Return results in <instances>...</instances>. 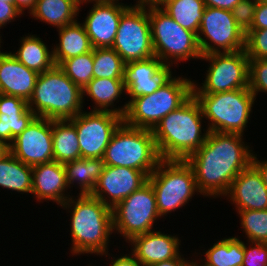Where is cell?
I'll use <instances>...</instances> for the list:
<instances>
[{"label": "cell", "instance_id": "1", "mask_svg": "<svg viewBox=\"0 0 267 266\" xmlns=\"http://www.w3.org/2000/svg\"><path fill=\"white\" fill-rule=\"evenodd\" d=\"M242 138L235 133L209 132L205 143L186 159L200 195L225 197L233 180L251 164L253 150Z\"/></svg>", "mask_w": 267, "mask_h": 266}, {"label": "cell", "instance_id": "2", "mask_svg": "<svg viewBox=\"0 0 267 266\" xmlns=\"http://www.w3.org/2000/svg\"><path fill=\"white\" fill-rule=\"evenodd\" d=\"M70 197L62 208L71 211L72 255L108 256L109 238L113 232L112 209L91 195ZM76 200V201H75ZM77 254V255H76Z\"/></svg>", "mask_w": 267, "mask_h": 266}, {"label": "cell", "instance_id": "3", "mask_svg": "<svg viewBox=\"0 0 267 266\" xmlns=\"http://www.w3.org/2000/svg\"><path fill=\"white\" fill-rule=\"evenodd\" d=\"M201 106L192 95L183 105L166 115L152 130L162 159L186 160L204 143L209 131L203 129Z\"/></svg>", "mask_w": 267, "mask_h": 266}, {"label": "cell", "instance_id": "4", "mask_svg": "<svg viewBox=\"0 0 267 266\" xmlns=\"http://www.w3.org/2000/svg\"><path fill=\"white\" fill-rule=\"evenodd\" d=\"M83 92L58 66L38 75L28 107L50 120L74 118L83 107Z\"/></svg>", "mask_w": 267, "mask_h": 266}, {"label": "cell", "instance_id": "5", "mask_svg": "<svg viewBox=\"0 0 267 266\" xmlns=\"http://www.w3.org/2000/svg\"><path fill=\"white\" fill-rule=\"evenodd\" d=\"M193 82L173 75L152 94L127 101L123 122L131 127L153 130L170 112L193 95Z\"/></svg>", "mask_w": 267, "mask_h": 266}, {"label": "cell", "instance_id": "6", "mask_svg": "<svg viewBox=\"0 0 267 266\" xmlns=\"http://www.w3.org/2000/svg\"><path fill=\"white\" fill-rule=\"evenodd\" d=\"M103 160L105 165L136 169L149 176L162 158L152 130L131 127L122 122L113 133Z\"/></svg>", "mask_w": 267, "mask_h": 266}, {"label": "cell", "instance_id": "7", "mask_svg": "<svg viewBox=\"0 0 267 266\" xmlns=\"http://www.w3.org/2000/svg\"><path fill=\"white\" fill-rule=\"evenodd\" d=\"M201 106L203 117L208 120L209 132L244 135L255 95L249 88L213 94H193Z\"/></svg>", "mask_w": 267, "mask_h": 266}, {"label": "cell", "instance_id": "8", "mask_svg": "<svg viewBox=\"0 0 267 266\" xmlns=\"http://www.w3.org/2000/svg\"><path fill=\"white\" fill-rule=\"evenodd\" d=\"M148 14L154 53L164 65L171 67L180 61L202 57L194 32L182 28L160 7H149Z\"/></svg>", "mask_w": 267, "mask_h": 266}, {"label": "cell", "instance_id": "9", "mask_svg": "<svg viewBox=\"0 0 267 266\" xmlns=\"http://www.w3.org/2000/svg\"><path fill=\"white\" fill-rule=\"evenodd\" d=\"M148 182L154 189L160 217L180 209L194 194H199L194 172L186 160L162 159L148 176Z\"/></svg>", "mask_w": 267, "mask_h": 266}, {"label": "cell", "instance_id": "10", "mask_svg": "<svg viewBox=\"0 0 267 266\" xmlns=\"http://www.w3.org/2000/svg\"><path fill=\"white\" fill-rule=\"evenodd\" d=\"M159 217L154 189L147 182L112 208L113 232L129 242L137 235L153 231Z\"/></svg>", "mask_w": 267, "mask_h": 266}, {"label": "cell", "instance_id": "11", "mask_svg": "<svg viewBox=\"0 0 267 266\" xmlns=\"http://www.w3.org/2000/svg\"><path fill=\"white\" fill-rule=\"evenodd\" d=\"M210 62L202 86L193 82V94H213L249 88V58L246 50L210 53L200 58ZM196 83V84H195Z\"/></svg>", "mask_w": 267, "mask_h": 266}, {"label": "cell", "instance_id": "12", "mask_svg": "<svg viewBox=\"0 0 267 266\" xmlns=\"http://www.w3.org/2000/svg\"><path fill=\"white\" fill-rule=\"evenodd\" d=\"M197 41L202 55L245 50L246 34L232 11L206 6Z\"/></svg>", "mask_w": 267, "mask_h": 266}, {"label": "cell", "instance_id": "13", "mask_svg": "<svg viewBox=\"0 0 267 266\" xmlns=\"http://www.w3.org/2000/svg\"><path fill=\"white\" fill-rule=\"evenodd\" d=\"M112 48L125 63L155 56L148 8L132 6L122 14Z\"/></svg>", "mask_w": 267, "mask_h": 266}, {"label": "cell", "instance_id": "14", "mask_svg": "<svg viewBox=\"0 0 267 266\" xmlns=\"http://www.w3.org/2000/svg\"><path fill=\"white\" fill-rule=\"evenodd\" d=\"M76 128L82 158H103L123 116L112 112L81 111L69 119Z\"/></svg>", "mask_w": 267, "mask_h": 266}, {"label": "cell", "instance_id": "15", "mask_svg": "<svg viewBox=\"0 0 267 266\" xmlns=\"http://www.w3.org/2000/svg\"><path fill=\"white\" fill-rule=\"evenodd\" d=\"M9 152L29 166L54 161L52 120L36 117L9 146Z\"/></svg>", "mask_w": 267, "mask_h": 266}, {"label": "cell", "instance_id": "16", "mask_svg": "<svg viewBox=\"0 0 267 266\" xmlns=\"http://www.w3.org/2000/svg\"><path fill=\"white\" fill-rule=\"evenodd\" d=\"M147 182L148 176L143 171L105 165L91 196L112 209Z\"/></svg>", "mask_w": 267, "mask_h": 266}, {"label": "cell", "instance_id": "17", "mask_svg": "<svg viewBox=\"0 0 267 266\" xmlns=\"http://www.w3.org/2000/svg\"><path fill=\"white\" fill-rule=\"evenodd\" d=\"M93 3L85 21L82 23L93 48L112 47L122 14L132 4L115 3L106 0H91Z\"/></svg>", "mask_w": 267, "mask_h": 266}, {"label": "cell", "instance_id": "18", "mask_svg": "<svg viewBox=\"0 0 267 266\" xmlns=\"http://www.w3.org/2000/svg\"><path fill=\"white\" fill-rule=\"evenodd\" d=\"M172 69L156 56L125 64L123 82L130 101L152 94L172 76Z\"/></svg>", "mask_w": 267, "mask_h": 266}, {"label": "cell", "instance_id": "19", "mask_svg": "<svg viewBox=\"0 0 267 266\" xmlns=\"http://www.w3.org/2000/svg\"><path fill=\"white\" fill-rule=\"evenodd\" d=\"M131 253L143 266H152L155 263L177 258L181 252V240L178 236L165 234L161 231H151L133 237Z\"/></svg>", "mask_w": 267, "mask_h": 266}, {"label": "cell", "instance_id": "20", "mask_svg": "<svg viewBox=\"0 0 267 266\" xmlns=\"http://www.w3.org/2000/svg\"><path fill=\"white\" fill-rule=\"evenodd\" d=\"M225 197L241 210H267V188L257 169L250 164L232 182Z\"/></svg>", "mask_w": 267, "mask_h": 266}, {"label": "cell", "instance_id": "21", "mask_svg": "<svg viewBox=\"0 0 267 266\" xmlns=\"http://www.w3.org/2000/svg\"><path fill=\"white\" fill-rule=\"evenodd\" d=\"M32 179L31 195L38 202L52 200L61 206L71 197L65 193L69 188L62 163L51 161L32 166Z\"/></svg>", "mask_w": 267, "mask_h": 266}, {"label": "cell", "instance_id": "22", "mask_svg": "<svg viewBox=\"0 0 267 266\" xmlns=\"http://www.w3.org/2000/svg\"><path fill=\"white\" fill-rule=\"evenodd\" d=\"M38 73L19 62L9 51L0 50V93L17 96L27 102L32 96Z\"/></svg>", "mask_w": 267, "mask_h": 266}, {"label": "cell", "instance_id": "23", "mask_svg": "<svg viewBox=\"0 0 267 266\" xmlns=\"http://www.w3.org/2000/svg\"><path fill=\"white\" fill-rule=\"evenodd\" d=\"M37 117L20 97L0 93V141L10 146Z\"/></svg>", "mask_w": 267, "mask_h": 266}, {"label": "cell", "instance_id": "24", "mask_svg": "<svg viewBox=\"0 0 267 266\" xmlns=\"http://www.w3.org/2000/svg\"><path fill=\"white\" fill-rule=\"evenodd\" d=\"M82 92L83 98L86 94L94 101V106L96 105L90 111L112 112L124 116L128 106L126 102L121 108L114 107V102L121 99L120 96L123 95V92L126 94L123 79L93 78Z\"/></svg>", "mask_w": 267, "mask_h": 266}, {"label": "cell", "instance_id": "25", "mask_svg": "<svg viewBox=\"0 0 267 266\" xmlns=\"http://www.w3.org/2000/svg\"><path fill=\"white\" fill-rule=\"evenodd\" d=\"M59 35V43L52 47L53 59L56 66L63 60H67L78 55H83L93 50L89 36L80 21L57 30Z\"/></svg>", "mask_w": 267, "mask_h": 266}, {"label": "cell", "instance_id": "26", "mask_svg": "<svg viewBox=\"0 0 267 266\" xmlns=\"http://www.w3.org/2000/svg\"><path fill=\"white\" fill-rule=\"evenodd\" d=\"M68 188L77 183L79 195H91L103 173V158H80L63 164ZM80 186V187H79Z\"/></svg>", "mask_w": 267, "mask_h": 266}, {"label": "cell", "instance_id": "27", "mask_svg": "<svg viewBox=\"0 0 267 266\" xmlns=\"http://www.w3.org/2000/svg\"><path fill=\"white\" fill-rule=\"evenodd\" d=\"M80 5L78 0H37L30 15L60 29L77 21Z\"/></svg>", "mask_w": 267, "mask_h": 266}, {"label": "cell", "instance_id": "28", "mask_svg": "<svg viewBox=\"0 0 267 266\" xmlns=\"http://www.w3.org/2000/svg\"><path fill=\"white\" fill-rule=\"evenodd\" d=\"M20 42L19 49L11 54L27 68L41 74L55 66L52 49L40 37L28 34Z\"/></svg>", "mask_w": 267, "mask_h": 266}, {"label": "cell", "instance_id": "29", "mask_svg": "<svg viewBox=\"0 0 267 266\" xmlns=\"http://www.w3.org/2000/svg\"><path fill=\"white\" fill-rule=\"evenodd\" d=\"M54 161L66 163L81 158L75 125L69 120H52Z\"/></svg>", "mask_w": 267, "mask_h": 266}, {"label": "cell", "instance_id": "30", "mask_svg": "<svg viewBox=\"0 0 267 266\" xmlns=\"http://www.w3.org/2000/svg\"><path fill=\"white\" fill-rule=\"evenodd\" d=\"M32 166L8 152L0 160V187L18 193H32Z\"/></svg>", "mask_w": 267, "mask_h": 266}, {"label": "cell", "instance_id": "31", "mask_svg": "<svg viewBox=\"0 0 267 266\" xmlns=\"http://www.w3.org/2000/svg\"><path fill=\"white\" fill-rule=\"evenodd\" d=\"M204 258V264L196 260L192 266H242L244 241L238 236L218 240L205 252Z\"/></svg>", "mask_w": 267, "mask_h": 266}, {"label": "cell", "instance_id": "32", "mask_svg": "<svg viewBox=\"0 0 267 266\" xmlns=\"http://www.w3.org/2000/svg\"><path fill=\"white\" fill-rule=\"evenodd\" d=\"M205 7L203 0H168L160 8L182 28L197 35Z\"/></svg>", "mask_w": 267, "mask_h": 266}, {"label": "cell", "instance_id": "33", "mask_svg": "<svg viewBox=\"0 0 267 266\" xmlns=\"http://www.w3.org/2000/svg\"><path fill=\"white\" fill-rule=\"evenodd\" d=\"M125 64L112 47L93 48V78L123 79Z\"/></svg>", "mask_w": 267, "mask_h": 266}, {"label": "cell", "instance_id": "34", "mask_svg": "<svg viewBox=\"0 0 267 266\" xmlns=\"http://www.w3.org/2000/svg\"><path fill=\"white\" fill-rule=\"evenodd\" d=\"M58 67L82 90L93 79V50L63 60Z\"/></svg>", "mask_w": 267, "mask_h": 266}, {"label": "cell", "instance_id": "35", "mask_svg": "<svg viewBox=\"0 0 267 266\" xmlns=\"http://www.w3.org/2000/svg\"><path fill=\"white\" fill-rule=\"evenodd\" d=\"M237 213L247 241L267 243V210H241Z\"/></svg>", "mask_w": 267, "mask_h": 266}, {"label": "cell", "instance_id": "36", "mask_svg": "<svg viewBox=\"0 0 267 266\" xmlns=\"http://www.w3.org/2000/svg\"><path fill=\"white\" fill-rule=\"evenodd\" d=\"M245 50L249 59H267V29H250Z\"/></svg>", "mask_w": 267, "mask_h": 266}, {"label": "cell", "instance_id": "37", "mask_svg": "<svg viewBox=\"0 0 267 266\" xmlns=\"http://www.w3.org/2000/svg\"><path fill=\"white\" fill-rule=\"evenodd\" d=\"M249 89L256 96L267 94V59H249Z\"/></svg>", "mask_w": 267, "mask_h": 266}, {"label": "cell", "instance_id": "38", "mask_svg": "<svg viewBox=\"0 0 267 266\" xmlns=\"http://www.w3.org/2000/svg\"><path fill=\"white\" fill-rule=\"evenodd\" d=\"M259 0H241L231 11L238 26L246 34L254 21V15Z\"/></svg>", "mask_w": 267, "mask_h": 266}, {"label": "cell", "instance_id": "39", "mask_svg": "<svg viewBox=\"0 0 267 266\" xmlns=\"http://www.w3.org/2000/svg\"><path fill=\"white\" fill-rule=\"evenodd\" d=\"M248 243H244L242 266H267V243L254 241H248Z\"/></svg>", "mask_w": 267, "mask_h": 266}, {"label": "cell", "instance_id": "40", "mask_svg": "<svg viewBox=\"0 0 267 266\" xmlns=\"http://www.w3.org/2000/svg\"><path fill=\"white\" fill-rule=\"evenodd\" d=\"M20 11L15 7L14 3H7L5 0H0V29L8 23L20 17Z\"/></svg>", "mask_w": 267, "mask_h": 266}, {"label": "cell", "instance_id": "41", "mask_svg": "<svg viewBox=\"0 0 267 266\" xmlns=\"http://www.w3.org/2000/svg\"><path fill=\"white\" fill-rule=\"evenodd\" d=\"M251 29H267V3L258 1Z\"/></svg>", "mask_w": 267, "mask_h": 266}, {"label": "cell", "instance_id": "42", "mask_svg": "<svg viewBox=\"0 0 267 266\" xmlns=\"http://www.w3.org/2000/svg\"><path fill=\"white\" fill-rule=\"evenodd\" d=\"M112 259L110 266H143L132 253L121 255L116 259L113 257Z\"/></svg>", "mask_w": 267, "mask_h": 266}, {"label": "cell", "instance_id": "43", "mask_svg": "<svg viewBox=\"0 0 267 266\" xmlns=\"http://www.w3.org/2000/svg\"><path fill=\"white\" fill-rule=\"evenodd\" d=\"M205 6L232 10L241 0H203Z\"/></svg>", "mask_w": 267, "mask_h": 266}, {"label": "cell", "instance_id": "44", "mask_svg": "<svg viewBox=\"0 0 267 266\" xmlns=\"http://www.w3.org/2000/svg\"><path fill=\"white\" fill-rule=\"evenodd\" d=\"M257 154L252 155V160H251V164L257 169V171L259 172V174L261 175L262 181L264 182V185L267 188V160H258V158L256 157Z\"/></svg>", "mask_w": 267, "mask_h": 266}, {"label": "cell", "instance_id": "45", "mask_svg": "<svg viewBox=\"0 0 267 266\" xmlns=\"http://www.w3.org/2000/svg\"><path fill=\"white\" fill-rule=\"evenodd\" d=\"M182 257L183 255L181 254L177 258L155 263L152 266H192L193 260L192 261L187 259L185 260V258Z\"/></svg>", "mask_w": 267, "mask_h": 266}, {"label": "cell", "instance_id": "46", "mask_svg": "<svg viewBox=\"0 0 267 266\" xmlns=\"http://www.w3.org/2000/svg\"><path fill=\"white\" fill-rule=\"evenodd\" d=\"M36 1L37 0H14V5L21 14H24V10H28V13H30L34 9Z\"/></svg>", "mask_w": 267, "mask_h": 266}, {"label": "cell", "instance_id": "47", "mask_svg": "<svg viewBox=\"0 0 267 266\" xmlns=\"http://www.w3.org/2000/svg\"><path fill=\"white\" fill-rule=\"evenodd\" d=\"M168 0H141V7H161Z\"/></svg>", "mask_w": 267, "mask_h": 266}, {"label": "cell", "instance_id": "48", "mask_svg": "<svg viewBox=\"0 0 267 266\" xmlns=\"http://www.w3.org/2000/svg\"><path fill=\"white\" fill-rule=\"evenodd\" d=\"M9 152V146L0 141V160Z\"/></svg>", "mask_w": 267, "mask_h": 266}, {"label": "cell", "instance_id": "49", "mask_svg": "<svg viewBox=\"0 0 267 266\" xmlns=\"http://www.w3.org/2000/svg\"><path fill=\"white\" fill-rule=\"evenodd\" d=\"M106 1H111L115 3H119V0H106ZM133 7H141V0H137L136 4L133 5Z\"/></svg>", "mask_w": 267, "mask_h": 266}, {"label": "cell", "instance_id": "50", "mask_svg": "<svg viewBox=\"0 0 267 266\" xmlns=\"http://www.w3.org/2000/svg\"><path fill=\"white\" fill-rule=\"evenodd\" d=\"M7 3H14V0H5Z\"/></svg>", "mask_w": 267, "mask_h": 266}, {"label": "cell", "instance_id": "51", "mask_svg": "<svg viewBox=\"0 0 267 266\" xmlns=\"http://www.w3.org/2000/svg\"><path fill=\"white\" fill-rule=\"evenodd\" d=\"M78 1L81 3V2L91 1V0H78Z\"/></svg>", "mask_w": 267, "mask_h": 266}, {"label": "cell", "instance_id": "52", "mask_svg": "<svg viewBox=\"0 0 267 266\" xmlns=\"http://www.w3.org/2000/svg\"><path fill=\"white\" fill-rule=\"evenodd\" d=\"M0 33H1V32H0ZM1 37H2V36H1V34H0V47H1V43H2V41H1V40H2Z\"/></svg>", "mask_w": 267, "mask_h": 266}]
</instances>
